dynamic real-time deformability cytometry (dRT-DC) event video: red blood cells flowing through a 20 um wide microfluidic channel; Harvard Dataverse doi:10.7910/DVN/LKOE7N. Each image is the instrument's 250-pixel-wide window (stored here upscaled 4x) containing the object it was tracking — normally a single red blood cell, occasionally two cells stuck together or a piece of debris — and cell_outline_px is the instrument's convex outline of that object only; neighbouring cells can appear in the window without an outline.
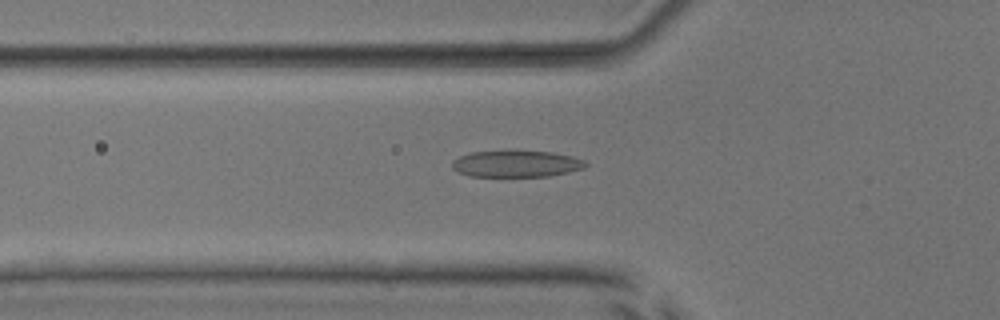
{"species": "common noctule bat (a hibernating species)", "species_latin": "Nyctalus noctula", "temperature_condition": "room temperature", "stored_images_in_passage": 52, "camera_frame_rate_fps": 3000, "um_per_image_px": 0.085, "animal": {"sex": "male", "body_mass_g": 17.9, "forearm_length_mm": 54.2}, "frame": {"image": 1, "passage_image": 19, "time_ms": 6.0, "image_size_px": [1000, 320], "cell_outline_px": [[588, 164], [584, 168], [568, 172], [548, 176], [472, 176], [456, 172], [452, 168], [452, 160], [460, 156], [472, 152], [512, 148], [516, 148], [552, 152], [572, 156], [584, 160]], "centroid_in_image_um": [43.86, 13.87], "position_along_channel_um": 81.9, "area_um2": 21.5}}
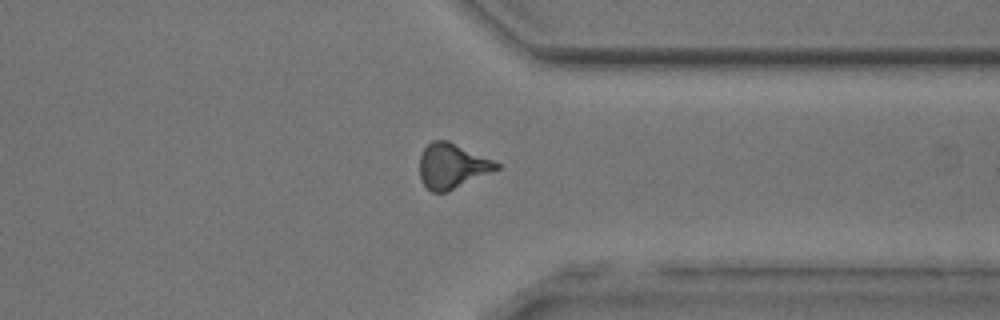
{"frame": {"image": 2, "passage_image": 41, "time_ms": 13.333, "image_size_px": [1000, 320], "cell_outline_px": [[500, 168], [448, 192], [432, 192], [424, 184], [420, 176], [420, 156], [424, 148], [432, 140], [448, 140], [492, 160], [500, 164]], "centroid_in_image_um": [38.41, 14.11], "position_along_channel_um": 373.0, "area_um2": 19.94}}
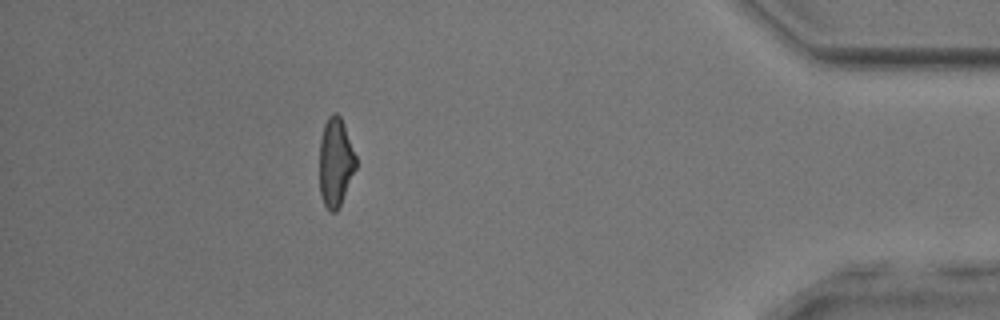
{"frame": {"image": 3, "passage_image": 47, "time_ms": 15.333, "image_size_px": [1000, 320], "cell_outline_px": [[356, 168], [340, 204], [336, 212], [328, 212], [320, 196], [320, 140], [324, 124], [328, 116], [332, 112], [336, 112], [340, 116], [344, 124], [356, 156]], "centroid_in_image_um": [28.51, 13.78], "position_along_channel_um": 406.7, "area_um2": 18.84}}